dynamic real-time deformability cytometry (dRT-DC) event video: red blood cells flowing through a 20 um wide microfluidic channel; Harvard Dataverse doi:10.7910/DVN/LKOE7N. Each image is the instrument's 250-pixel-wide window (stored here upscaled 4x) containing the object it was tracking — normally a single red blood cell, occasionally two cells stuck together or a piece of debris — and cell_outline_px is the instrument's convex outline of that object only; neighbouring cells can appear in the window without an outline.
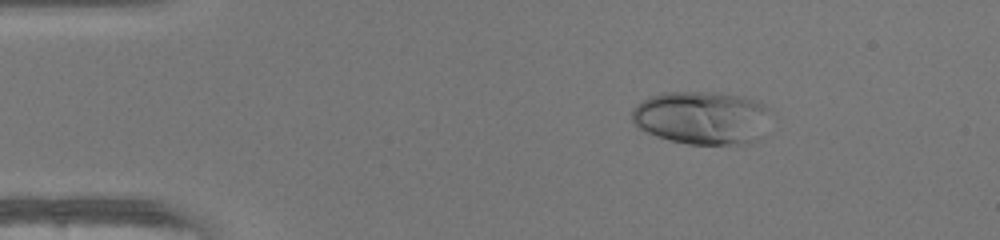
{"species": "human", "species_latin": "Homo sapiens", "temperature_condition": "warm", "stored_images_in_passage": 42, "camera_frame_rate_fps": 3000, "um_per_image_px": 0.085, "donor": {"sex": "female"}, "frame": {"image": 1, "passage_image": 1, "time_ms": 0.0, "image_size_px": [1000, 240], "cell_outline_px": [[768, 108], [764, 136], [760, 140], [752, 144], [688, 144], [668, 140], [656, 136], [640, 128], [632, 120], [632, 108], [644, 100], [652, 96], [664, 92], [712, 92], [744, 96]], "centroid_in_image_um": [59.68, 10.03], "position_along_channel_um": 25.3, "area_um2": 43.06}}
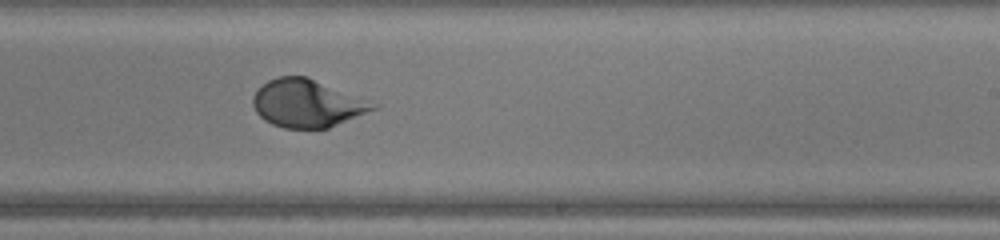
{"frame": {"image": 2, "passage_image": 23, "time_ms": 7.333, "image_size_px": [1000, 240], "cell_outline_px": [[380, 108], [328, 128], [284, 128], [272, 124], [264, 120], [256, 112], [252, 104], [252, 96], [268, 80], [280, 76], [308, 76], [380, 104]], "centroid_in_image_um": [26.15, 8.78], "position_along_channel_um": 262.8, "area_um2": 33.7}}
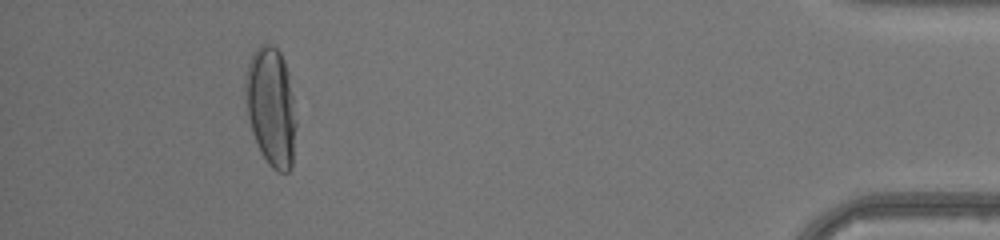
{"frame": {"image": 3, "passage_image": 38, "time_ms": 12.333, "image_size_px": [1000, 240], "cell_outline_px": [[296, 128], [292, 164], [288, 172], [280, 172], [272, 168], [268, 164], [260, 152], [252, 132], [248, 116], [244, 92], [244, 80], [248, 64], [256, 48], [260, 44], [272, 44], [280, 52], [284, 60], [288, 72], [296, 120]], "centroid_in_image_um": [23.03, 9.07], "position_along_channel_um": 412.2, "area_um2": 35.26}}